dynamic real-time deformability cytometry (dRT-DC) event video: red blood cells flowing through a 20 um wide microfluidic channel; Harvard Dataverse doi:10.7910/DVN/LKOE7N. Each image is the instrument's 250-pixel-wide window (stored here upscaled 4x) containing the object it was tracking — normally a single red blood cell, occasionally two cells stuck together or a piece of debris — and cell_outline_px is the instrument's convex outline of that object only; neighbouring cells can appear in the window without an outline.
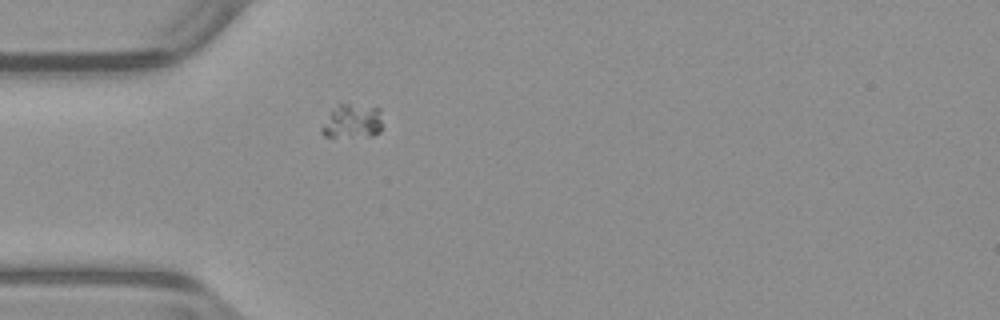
{"species": "common noctule bat (a hibernating species)", "species_latin": "Nyctalus noctula", "temperature_condition": "warm", "stored_images_in_passage": 39, "camera_frame_rate_fps": 3000, "um_per_image_px": 0.085, "animal": {"sex": "male", "body_mass_g": 23.1, "forearm_length_mm": 52.7}, "frame": {"image": 1, "passage_image": 1, "time_ms": 0.0, "image_size_px": [1000, 320], "cell_outline_px": [[380, 132], [372, 136], [324, 136], [320, 132], [320, 128], [332, 112], [340, 104], [348, 104], [380, 108]], "centroid_in_image_um": [29.95, 10.33], "position_along_channel_um": 55.0, "area_um2": 11.62}}
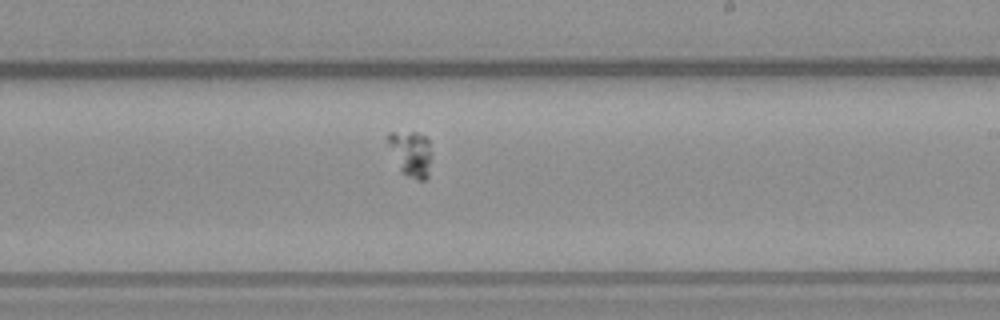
{"frame": {"image": 2, "passage_image": 17, "time_ms": 5.333, "image_size_px": [1000, 320], "cell_outline_px": [[428, 176], [424, 180], [416, 180], [400, 172], [388, 144], [388, 132], [416, 132], [424, 136], [428, 140]], "centroid_in_image_um": [34.87, 13.06], "position_along_channel_um": 254.1, "area_um2": 11.16}}
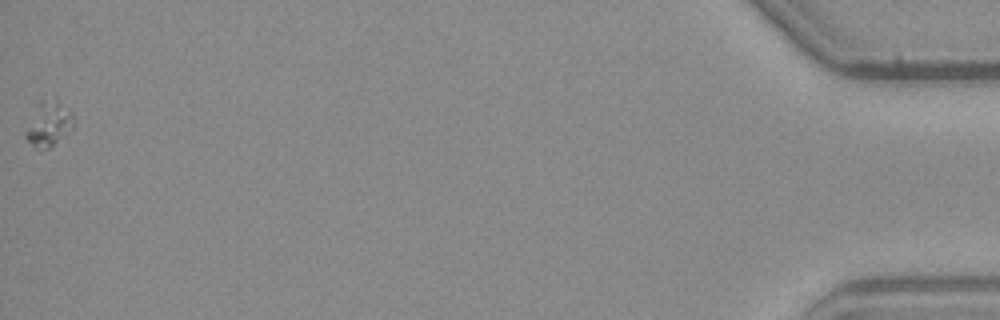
{"frame": {"image": 3, "passage_image": 39, "time_ms": 12.667, "image_size_px": [1000, 320], "cell_outline_px": [[72, 128], [48, 148], [32, 144], [24, 136], [24, 132], [40, 100], [56, 96], [72, 112]], "centroid_in_image_um": [4.15, 10.42], "position_along_channel_um": 431.1, "area_um2": 12.14}}